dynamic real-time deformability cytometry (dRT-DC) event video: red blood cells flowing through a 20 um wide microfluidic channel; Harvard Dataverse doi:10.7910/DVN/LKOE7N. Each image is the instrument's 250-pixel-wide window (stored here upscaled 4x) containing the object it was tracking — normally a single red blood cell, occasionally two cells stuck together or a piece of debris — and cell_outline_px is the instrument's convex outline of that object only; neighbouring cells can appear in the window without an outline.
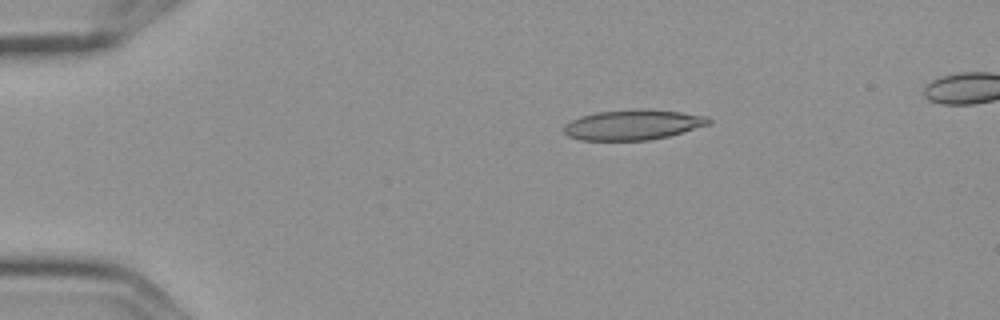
{"species": "Egyptian fruit bat (a non-hibernating species)", "species_latin": "Rousettus aegyptiacus", "temperature_condition": "cold", "stored_images_in_passage": 5, "camera_frame_rate_fps": 3000, "um_per_image_px": 0.085, "frame": {"image": 1, "passage_image": 3, "time_ms": 0.667, "image_size_px": [1000, 320], "cell_outline_px": [[712, 124], [668, 136], [648, 140], [580, 140], [568, 136], [564, 132], [564, 124], [580, 116], [596, 112], [680, 112], [708, 116], [712, 120]], "centroid_in_image_um": [53.8, 10.66], "position_along_channel_um": 31.2, "area_um2": 24.39}}